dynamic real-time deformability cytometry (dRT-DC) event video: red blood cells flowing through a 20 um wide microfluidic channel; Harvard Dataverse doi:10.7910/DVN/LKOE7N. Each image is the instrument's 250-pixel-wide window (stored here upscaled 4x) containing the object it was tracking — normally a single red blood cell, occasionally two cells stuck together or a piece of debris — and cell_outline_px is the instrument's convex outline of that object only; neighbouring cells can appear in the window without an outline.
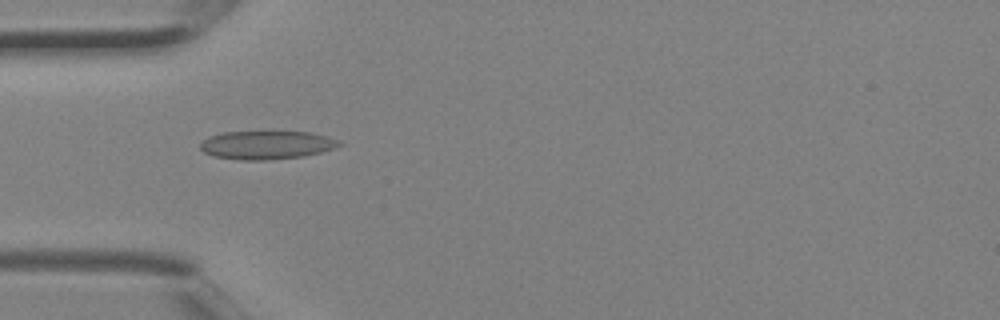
{"species": "Egyptian fruit bat (a non-hibernating species)", "species_latin": "Rousettus aegyptiacus", "temperature_condition": "room temperature", "stored_images_in_passage": 3, "camera_frame_rate_fps": 3000, "um_per_image_px": 0.085, "animal": {"sex": "female"}, "frame": {"image": 1, "passage_image": 2, "time_ms": 0.333, "image_size_px": [1000, 320], "cell_outline_px": [[344, 144], [320, 152], [304, 156], [264, 160], [240, 160], [212, 156], [204, 152], [200, 148], [200, 144], [208, 136], [224, 132], [272, 128], [308, 132], [340, 140]], "centroid_in_image_um": [22.64, 12.27], "position_along_channel_um": 62.4, "area_um2": 24.04}}
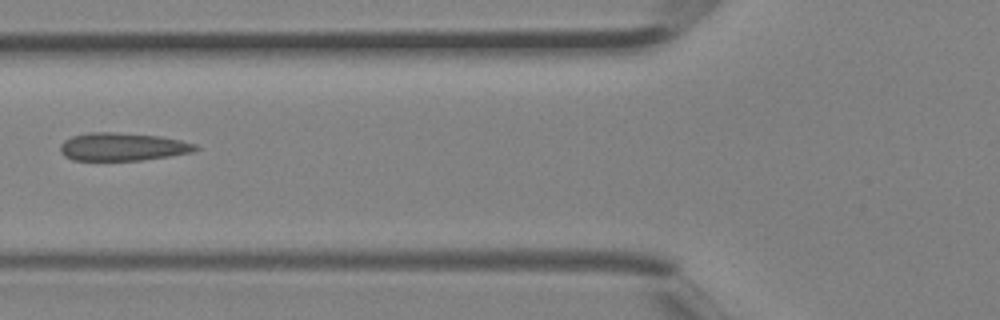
{"frame": {"image": 2, "passage_image": 3, "time_ms": 0.667, "image_size_px": [1000, 320], "cell_outline_px": [[200, 148], [196, 152], [140, 160], [72, 160], [64, 156], [60, 152], [60, 144], [64, 140], [72, 136], [88, 132], [112, 132], [160, 136], [180, 140], [196, 144]], "centroid_in_image_um": [10.42, 12.47], "position_along_channel_um": 115.4, "area_um2": 22.14}}